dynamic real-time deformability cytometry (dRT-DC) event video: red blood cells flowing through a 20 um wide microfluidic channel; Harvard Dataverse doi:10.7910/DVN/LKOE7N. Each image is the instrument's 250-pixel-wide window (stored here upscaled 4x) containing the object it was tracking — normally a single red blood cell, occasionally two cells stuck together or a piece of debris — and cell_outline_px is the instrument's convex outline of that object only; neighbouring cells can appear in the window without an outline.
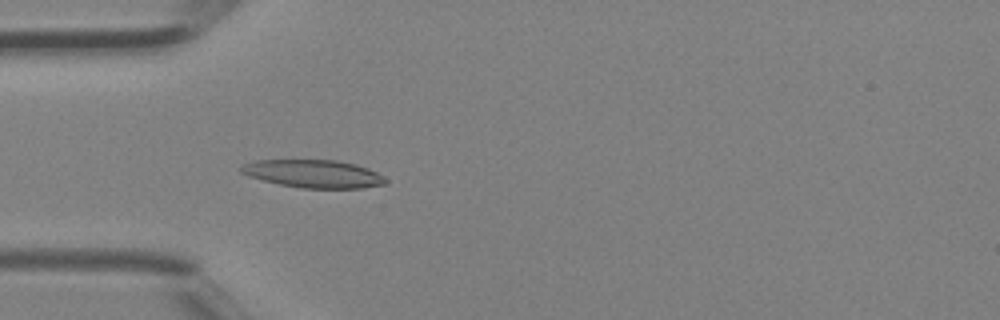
{"species": "Egyptian fruit bat (a non-hibernating species)", "species_latin": "Rousettus aegyptiacus", "temperature_condition": "room temperature", "stored_images_in_passage": 42, "camera_frame_rate_fps": 3000, "um_per_image_px": 0.085, "animal": {"sex": "female"}, "frame": {"image": 1, "passage_image": 13, "time_ms": 4.0, "image_size_px": [1000, 320], "cell_outline_px": [[388, 180], [384, 184], [364, 188], [300, 188], [280, 184], [248, 176], [240, 172], [240, 168], [244, 164], [256, 160], [336, 160], [356, 164], [368, 168], [384, 176]], "centroid_in_image_um": [26.67, 14.77], "position_along_channel_um": 58.3, "area_um2": 23.47}}
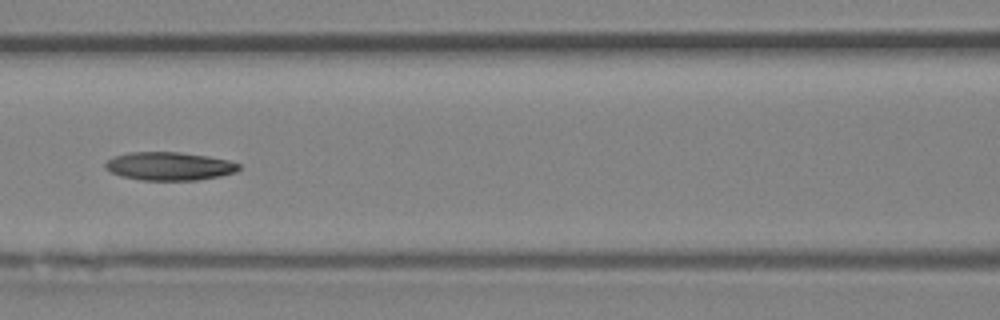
{"frame": {"image": 2, "passage_image": 19, "time_ms": 6.0, "image_size_px": [1000, 320], "cell_outline_px": [[240, 168], [236, 172], [220, 176], [196, 180], [140, 180], [120, 176], [104, 168], [104, 164], [112, 156], [128, 152], [180, 152], [208, 156], [228, 160], [240, 164]], "centroid_in_image_um": [14.37, 14.12], "position_along_channel_um": 152.2, "area_um2": 22.14}}
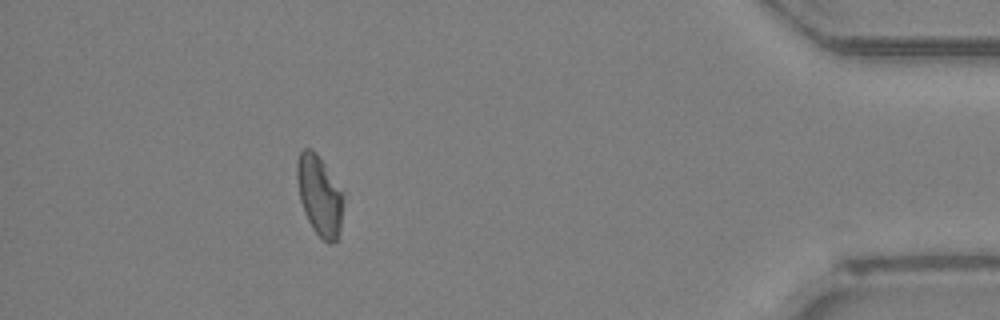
{"frame": {"image": 3, "passage_image": 38, "time_ms": 12.333, "image_size_px": [1000, 320], "cell_outline_px": [[344, 196], [340, 228], [336, 240], [332, 244], [328, 244], [312, 228], [304, 212], [300, 200], [296, 176], [296, 160], [300, 152], [304, 148], [312, 148], [316, 152], [344, 192]], "centroid_in_image_um": [27.15, 16.59], "position_along_channel_um": 408.0, "area_um2": 21.79}}